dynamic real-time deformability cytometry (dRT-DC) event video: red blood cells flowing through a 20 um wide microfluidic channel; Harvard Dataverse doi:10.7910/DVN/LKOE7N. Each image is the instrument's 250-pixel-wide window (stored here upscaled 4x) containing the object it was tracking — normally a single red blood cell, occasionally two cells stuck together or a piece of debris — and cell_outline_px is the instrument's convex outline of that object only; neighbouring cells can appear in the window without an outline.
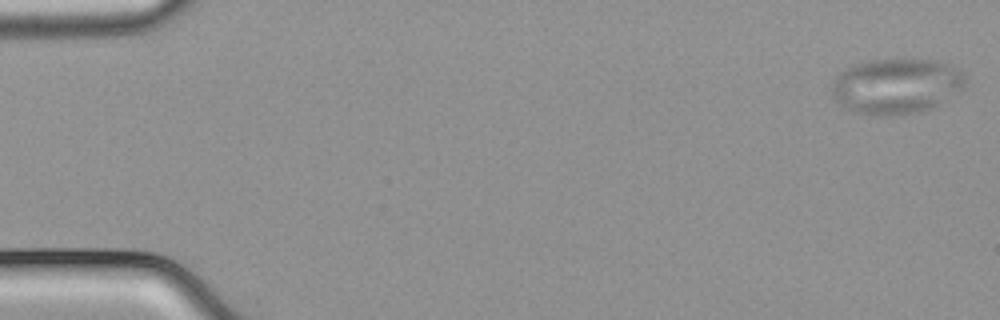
{"species": "common noctule bat (a hibernating species)", "species_latin": "Nyctalus noctula", "temperature_condition": "cold", "stored_images_in_passage": 54, "camera_frame_rate_fps": 3000, "um_per_image_px": 0.085, "animal": {"sex": "male", "body_mass_g": 21.5, "forearm_length_mm": 52.0}, "frame": {"image": 1, "passage_image": 1, "time_ms": 0.0, "image_size_px": [1000, 320], "cell_outline_px": [[964, 84], [932, 108], [920, 112], [904, 116], [872, 116], [856, 112], [844, 108], [832, 96], [832, 84], [836, 76], [840, 72], [864, 60], [904, 56], [936, 60], [960, 68], [964, 72]], "centroid_in_image_um": [76.14, 7.28], "position_along_channel_um": 8.9, "area_um2": 44.1}}
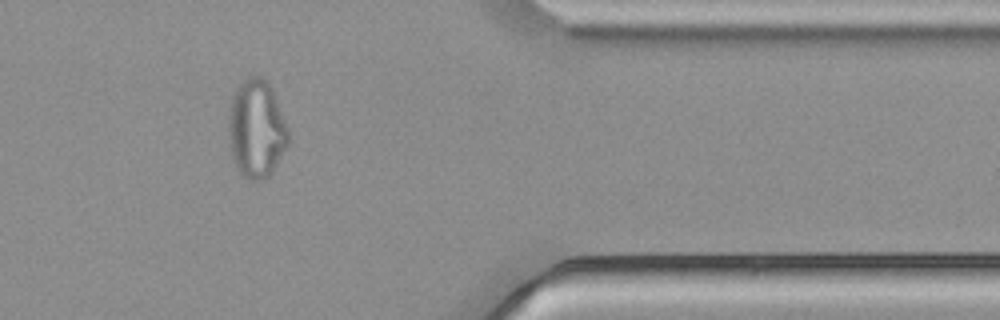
{"frame": {"image": 2, "passage_image": 44, "time_ms": 14.333, "image_size_px": [1000, 320], "cell_outline_px": [[288, 144], [272, 172], [264, 180], [252, 180], [244, 176], [240, 172], [232, 156], [228, 140], [228, 112], [232, 96], [236, 88], [248, 76], [260, 76], [268, 80], [272, 88], [288, 128]], "centroid_in_image_um": [21.78, 10.93], "position_along_channel_um": 389.6, "area_um2": 34.33}}
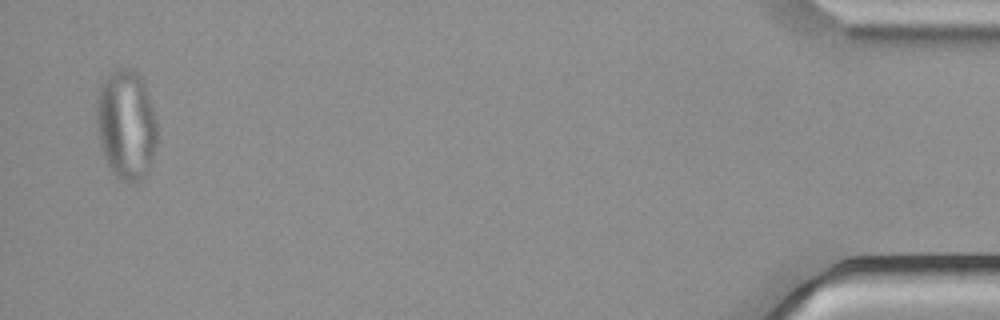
{"frame": {"image": 3, "passage_image": 52, "time_ms": 17.0, "image_size_px": [1000, 320], "cell_outline_px": [[156, 144], [144, 176], [136, 184], [128, 184], [116, 176], [112, 172], [108, 164], [100, 144], [96, 128], [96, 100], [100, 88], [104, 80], [116, 68], [132, 68], [140, 76], [144, 84], [152, 104], [156, 120]], "centroid_in_image_um": [10.71, 10.59], "position_along_channel_um": 424.5, "area_um2": 38.67}}